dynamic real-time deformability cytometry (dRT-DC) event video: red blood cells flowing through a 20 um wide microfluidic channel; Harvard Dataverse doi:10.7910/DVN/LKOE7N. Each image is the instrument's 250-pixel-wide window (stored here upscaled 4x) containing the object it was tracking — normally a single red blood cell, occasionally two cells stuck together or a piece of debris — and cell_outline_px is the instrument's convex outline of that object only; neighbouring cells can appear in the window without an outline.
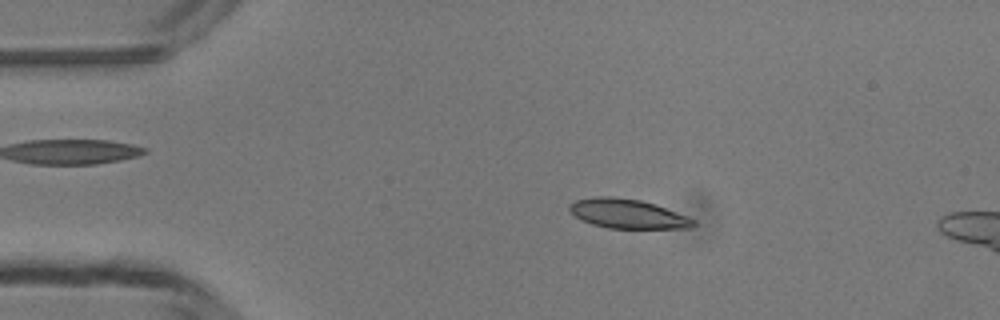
{"species": "common noctule bat (a hibernating species)", "species_latin": "Nyctalus noctula", "temperature_condition": "room temperature", "stored_images_in_passage": 49, "camera_frame_rate_fps": 3000, "um_per_image_px": 0.085, "animal": {"sex": "male", "body_mass_g": 13.3}, "frame": {"image": 1, "passage_image": 9, "time_ms": 2.667, "image_size_px": [1000, 320], "cell_outline_px": [[696, 224], [692, 228], [608, 228], [592, 224], [576, 216], [568, 208], [568, 204], [576, 200], [596, 196], [612, 196], [640, 200], [656, 204], [688, 216], [696, 220]], "centroid_in_image_um": [53.39, 18.16], "position_along_channel_um": 31.6, "area_um2": 21.21}}
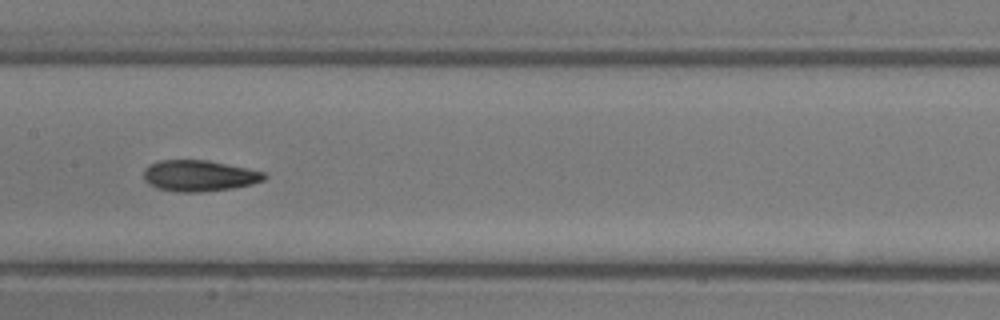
{"frame": {"image": 2, "passage_image": 24, "time_ms": 7.667, "image_size_px": [1000, 320], "cell_outline_px": [[268, 176], [264, 180], [252, 184], [232, 188], [200, 192], [176, 192], [156, 188], [148, 184], [144, 180], [144, 168], [160, 160], [208, 160], [248, 168], [264, 172]], "centroid_in_image_um": [16.93, 14.94], "position_along_channel_um": 190.5, "area_um2": 21.96}}
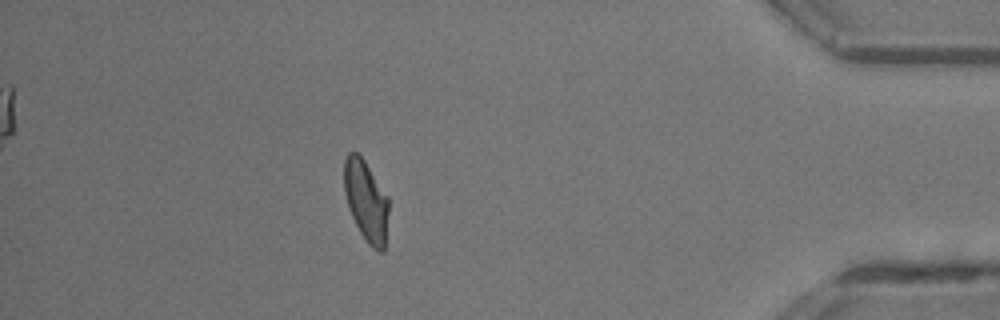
{"frame": {"image": 3, "passage_image": 43, "time_ms": 14.0, "image_size_px": [1000, 320], "cell_outline_px": [[388, 212], [384, 252], [380, 252], [372, 248], [368, 244], [360, 232], [352, 216], [344, 192], [344, 160], [348, 152], [356, 152], [364, 160], [388, 196]], "centroid_in_image_um": [31.12, 17.07], "position_along_channel_um": 404.1, "area_um2": 20.87}, "authors_computed_cell_mechanics": {"area_um2": 21.5016, "velocity_mm_per_s": 4.1596, "shape_relaxation_time_tau1_ms": 5.0774, "shape_relaxation_time_tau2_ms": 2.418, "deformation_change_tau1": 0.1674, "deformation_change_tau2": 0.0956}}